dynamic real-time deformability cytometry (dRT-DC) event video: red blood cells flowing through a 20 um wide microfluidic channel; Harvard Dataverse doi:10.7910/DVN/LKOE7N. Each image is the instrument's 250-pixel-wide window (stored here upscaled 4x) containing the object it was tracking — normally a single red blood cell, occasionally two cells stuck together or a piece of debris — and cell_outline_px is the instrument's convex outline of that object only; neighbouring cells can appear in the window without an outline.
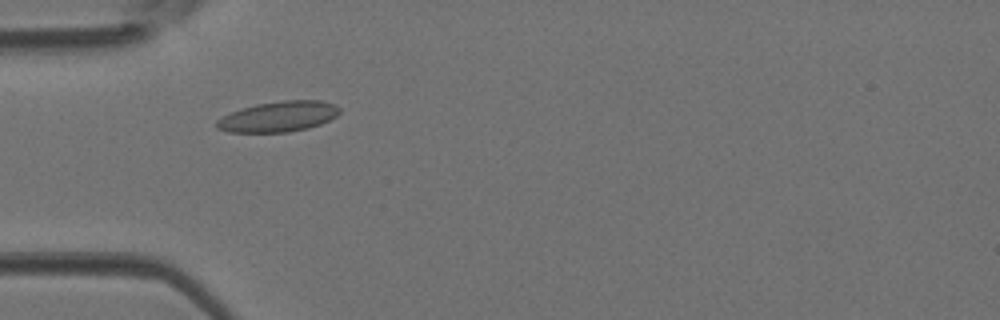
{"species": "Egyptian fruit bat (a non-hibernating species)", "species_latin": "Rousettus aegyptiacus", "temperature_condition": "room temperature", "stored_images_in_passage": 41, "camera_frame_rate_fps": 3000, "um_per_image_px": 0.085, "animal": {"sex": "female"}, "frame": {"image": 1, "passage_image": 10, "time_ms": 3.0, "image_size_px": [1000, 320], "cell_outline_px": [[340, 112], [336, 116], [320, 124], [308, 128], [288, 132], [228, 132], [216, 128], [216, 120], [232, 112], [256, 104], [284, 100], [320, 100], [336, 104], [340, 108]], "centroid_in_image_um": [23.69, 9.91], "position_along_channel_um": 61.3, "area_um2": 21.73}}
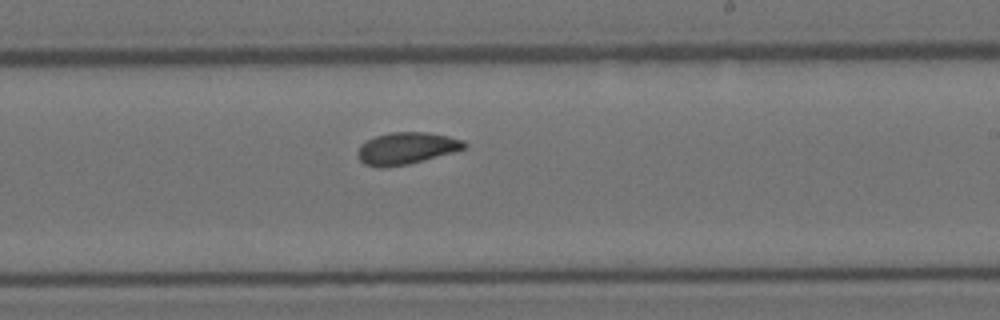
{"frame": {"image": 2, "passage_image": 23, "time_ms": 7.333, "image_size_px": [1000, 320], "cell_outline_px": [[468, 144], [464, 148], [452, 152], [424, 160], [408, 164], [388, 168], [380, 168], [364, 164], [356, 156], [356, 152], [360, 144], [376, 136], [388, 132], [424, 132], [448, 136], [464, 140]], "centroid_in_image_um": [34.49, 12.61], "position_along_channel_um": 254.5, "area_um2": 19.94}}
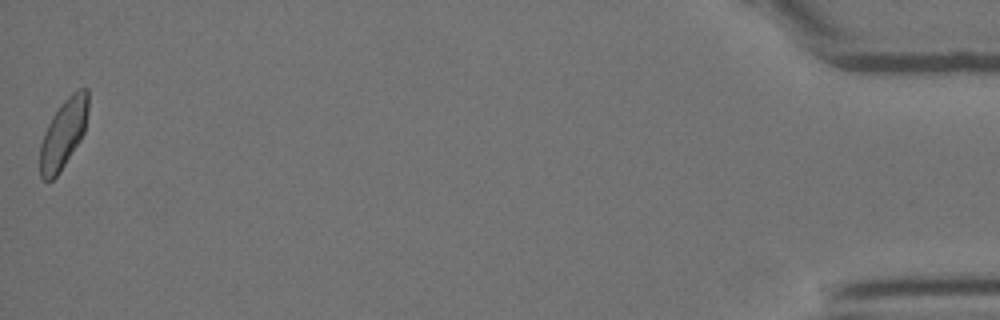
{"frame": {"image": 3, "passage_image": 41, "time_ms": 13.333, "image_size_px": [1000, 320], "cell_outline_px": [[88, 108], [84, 132], [80, 140], [60, 172], [52, 180], [44, 180], [40, 176], [40, 144], [44, 132], [52, 116], [60, 104], [72, 92], [80, 88], [88, 88]], "centroid_in_image_um": [5.39, 11.35], "position_along_channel_um": 429.8, "area_um2": 19.36}}